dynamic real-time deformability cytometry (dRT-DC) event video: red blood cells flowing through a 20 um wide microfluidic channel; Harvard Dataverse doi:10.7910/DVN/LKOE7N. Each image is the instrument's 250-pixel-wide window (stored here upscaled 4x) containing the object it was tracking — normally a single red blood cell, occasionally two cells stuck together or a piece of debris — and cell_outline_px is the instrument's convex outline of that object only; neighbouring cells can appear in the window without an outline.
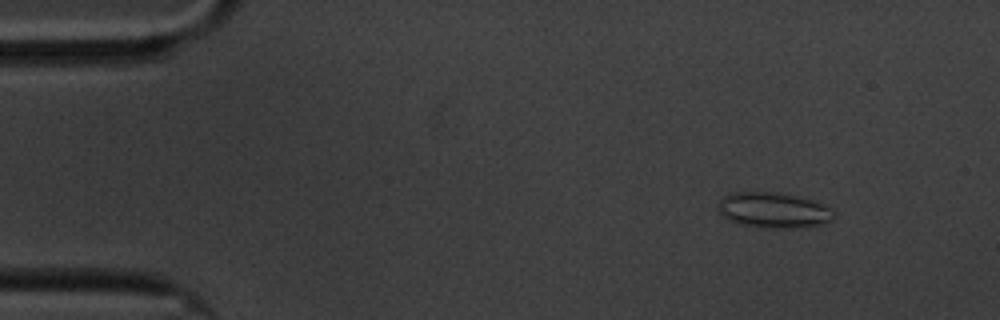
{"species": "common noctule bat (a hibernating species)", "species_latin": "Nyctalus noctula", "temperature_condition": "cold", "stored_images_in_passage": 58, "camera_frame_rate_fps": 3000, "um_per_image_px": 0.085, "animal": {"sex": "male", "body_mass_g": 20.1, "forearm_length_mm": 53.5}, "frame": {"image": 1, "passage_image": 6, "time_ms": 1.667, "image_size_px": [1000, 320], "cell_outline_px": [[836, 216], [832, 220], [824, 224], [792, 228], [764, 228], [740, 224], [728, 220], [716, 208], [720, 200], [724, 196], [732, 192], [776, 192], [796, 196], [812, 200], [828, 208]], "centroid_in_image_um": [65.71, 17.87], "position_along_channel_um": 19.3, "area_um2": 23.87}}
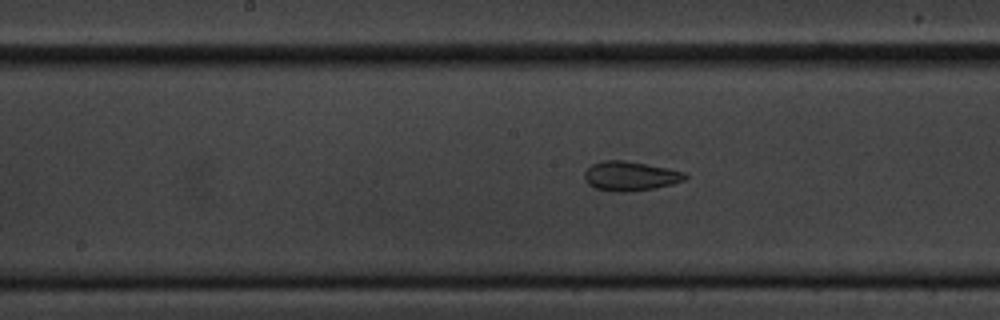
{"frame": {"image": 2, "passage_image": 29, "time_ms": 9.333, "image_size_px": [1000, 320], "cell_outline_px": [[688, 176], [684, 180], [672, 184], [656, 188], [624, 192], [612, 192], [596, 188], [588, 184], [584, 180], [584, 172], [592, 164], [604, 160], [624, 160], [668, 168], [684, 172]], "centroid_in_image_um": [53.55, 14.97], "position_along_channel_um": 194.6, "area_um2": 17.28}}
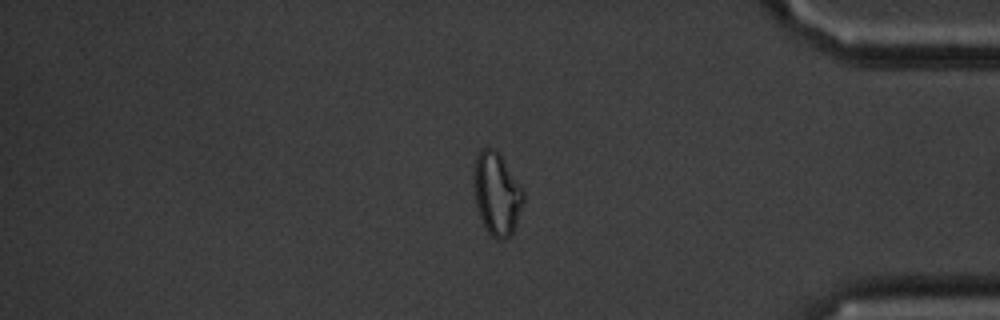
{"frame": {"image": 3, "passage_image": 49, "time_ms": 16.0, "image_size_px": [1000, 320], "cell_outline_px": [[524, 200], [516, 224], [512, 232], [504, 240], [496, 240], [488, 232], [480, 216], [476, 204], [472, 180], [476, 156], [484, 148], [496, 148], [524, 192]], "centroid_in_image_um": [42.21, 16.47], "position_along_channel_um": 393.0, "area_um2": 23.7}, "authors_computed_cell_mechanics": {"area_um2": 19.5653, "velocity_mm_per_s": 3.373, "shape_relaxation_time_tau1_ms": null, "shape_relaxation_time_tau2_ms": 1.9726, "deformation_change_tau1": null, "deformation_change_tau2": 0.0749}}